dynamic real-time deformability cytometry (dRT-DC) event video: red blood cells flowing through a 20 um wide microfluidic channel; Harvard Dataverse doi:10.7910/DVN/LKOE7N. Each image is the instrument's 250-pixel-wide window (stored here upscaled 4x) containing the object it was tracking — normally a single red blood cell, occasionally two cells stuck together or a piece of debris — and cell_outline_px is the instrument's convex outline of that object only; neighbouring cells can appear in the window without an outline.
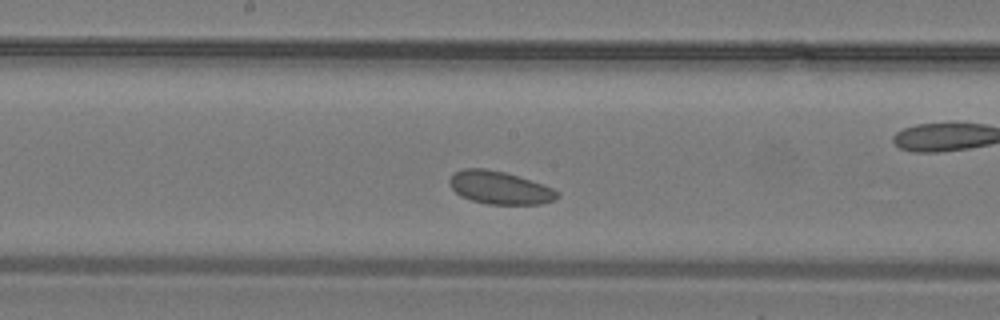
{"species": "common noctule bat (a hibernating species)", "species_latin": "Nyctalus noctula", "temperature_condition": "warm", "stored_images_in_passage": 29, "camera_frame_rate_fps": 3000, "um_per_image_px": 0.085, "animal": {"sex": "male", "body_mass_g": 19.2, "forearm_length_mm": 51.8}, "frame": {"image": 1, "passage_image": 13, "time_ms": 4.0, "image_size_px": [1000, 320], "cell_outline_px": [[560, 196], [552, 200], [540, 204], [488, 204], [472, 200], [460, 196], [452, 188], [448, 180], [456, 172], [464, 168], [484, 168], [504, 172], [552, 188], [560, 192]], "centroid_in_image_um": [42.46, 15.96], "position_along_channel_um": 205.7, "area_um2": 20.29}}